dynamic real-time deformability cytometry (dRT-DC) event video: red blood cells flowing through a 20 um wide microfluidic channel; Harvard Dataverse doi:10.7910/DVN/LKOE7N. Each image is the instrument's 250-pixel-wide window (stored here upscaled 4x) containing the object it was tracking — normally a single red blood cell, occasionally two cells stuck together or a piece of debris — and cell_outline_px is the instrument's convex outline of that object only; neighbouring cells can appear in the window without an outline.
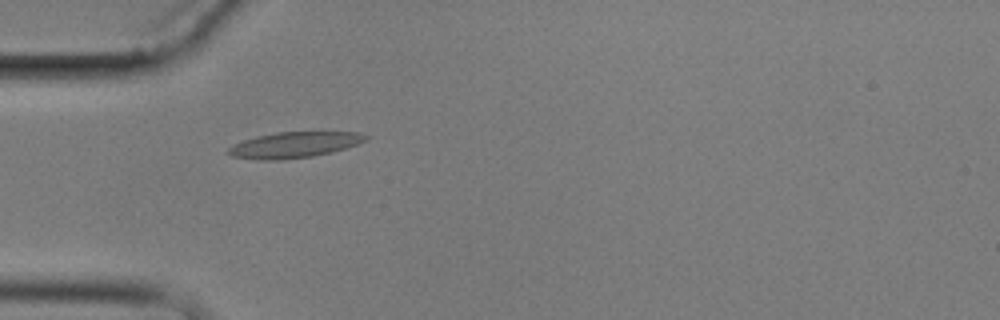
{"species": "common noctule bat (a hibernating species)", "species_latin": "Nyctalus noctula", "temperature_condition": "cold", "stored_images_in_passage": 2, "camera_frame_rate_fps": 3000, "um_per_image_px": 0.085, "animal": {"sex": "male", "body_mass_g": 17.9}, "frame": {"image": 1, "passage_image": 1, "time_ms": 0.0, "image_size_px": [1000, 320], "cell_outline_px": [[368, 136], [364, 140], [356, 144], [332, 152], [312, 156], [284, 160], [260, 160], [232, 156], [224, 152], [232, 144], [256, 136], [276, 132], [360, 132]], "centroid_in_image_um": [24.94, 12.32], "position_along_channel_um": 60.1, "area_um2": 20.63}}
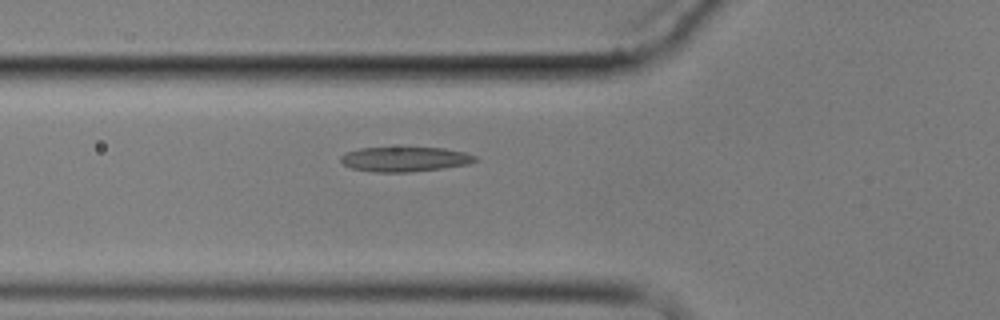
{"frame": {"image": 2, "passage_image": 2, "time_ms": 1.0, "image_size_px": [1000, 320], "cell_outline_px": [[480, 160], [468, 164], [444, 168], [412, 172], [376, 172], [352, 168], [344, 164], [340, 160], [340, 156], [344, 152], [360, 148], [444, 148], [464, 152], [476, 156]], "centroid_in_image_um": [34.43, 13.53], "position_along_channel_um": 91.4, "area_um2": 19.42}}